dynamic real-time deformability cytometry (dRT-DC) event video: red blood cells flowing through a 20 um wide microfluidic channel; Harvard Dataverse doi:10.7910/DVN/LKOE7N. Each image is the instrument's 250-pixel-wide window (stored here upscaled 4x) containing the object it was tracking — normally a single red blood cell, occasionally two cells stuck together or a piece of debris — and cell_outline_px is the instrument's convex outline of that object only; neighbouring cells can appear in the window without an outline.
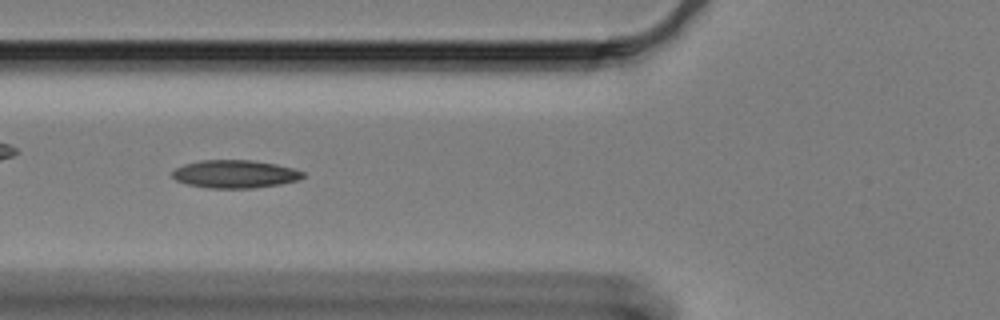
{"species": "Egyptian fruit bat (a non-hibernating species)", "species_latin": "Rousettus aegyptiacus", "temperature_condition": "cold", "stored_images_in_passage": 31, "camera_frame_rate_fps": 3000, "um_per_image_px": 0.085, "animal": {"sex": "female"}, "frame": {"image": 1, "passage_image": 10, "time_ms": 3.0, "image_size_px": [1000, 320], "cell_outline_px": [[304, 176], [300, 180], [280, 184], [252, 188], [208, 188], [188, 184], [176, 180], [172, 176], [172, 172], [176, 168], [184, 164], [200, 160], [252, 160], [276, 164], [292, 168], [304, 172]], "centroid_in_image_um": [19.98, 14.79], "position_along_channel_um": 105.8, "area_um2": 21.27}}
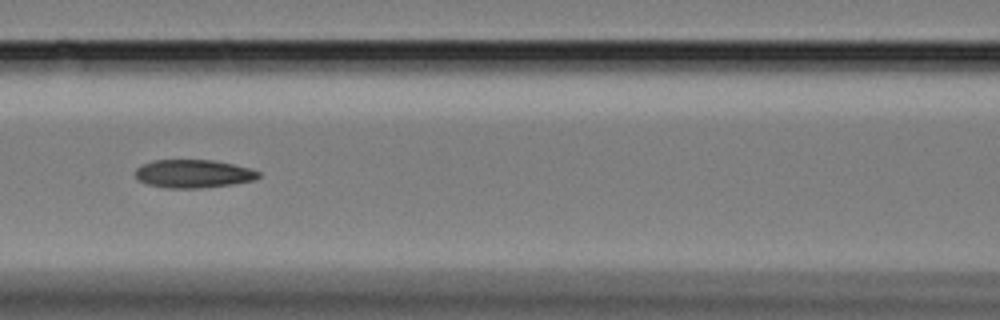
{"frame": {"image": 2, "passage_image": 14, "time_ms": 4.333, "image_size_px": [1000, 320], "cell_outline_px": [[260, 176], [252, 180], [232, 184], [200, 188], [168, 188], [148, 184], [140, 180], [136, 176], [136, 168], [152, 160], [212, 160], [232, 164], [248, 168], [260, 172]], "centroid_in_image_um": [16.42, 14.76], "position_along_channel_um": 150.2, "area_um2": 19.94}}